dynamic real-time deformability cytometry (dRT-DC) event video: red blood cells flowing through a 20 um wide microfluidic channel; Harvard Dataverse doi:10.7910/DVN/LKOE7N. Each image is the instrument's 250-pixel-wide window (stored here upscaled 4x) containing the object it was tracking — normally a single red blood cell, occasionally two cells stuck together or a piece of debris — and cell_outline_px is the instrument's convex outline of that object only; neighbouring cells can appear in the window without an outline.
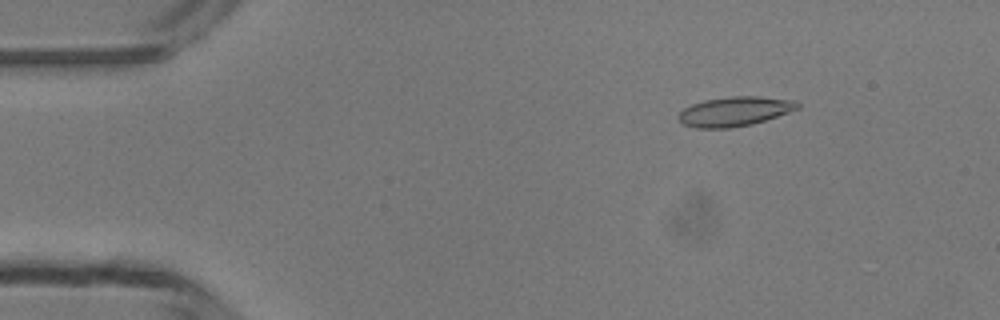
{"species": "common noctule bat (a hibernating species)", "species_latin": "Nyctalus noctula", "temperature_condition": "room temperature", "stored_images_in_passage": 19, "camera_frame_rate_fps": 3000, "um_per_image_px": 0.085, "animal": {"sex": "male", "body_mass_g": 13.3}, "frame": {"image": 1, "passage_image": 7, "time_ms": 2.0, "image_size_px": [1000, 320], "cell_outline_px": [[800, 108], [752, 124], [728, 128], [696, 128], [684, 124], [676, 116], [684, 108], [692, 104], [704, 100], [732, 96], [760, 96], [796, 100], [800, 104]], "centroid_in_image_um": [62.45, 9.46], "position_along_channel_um": 22.5, "area_um2": 20.4}}
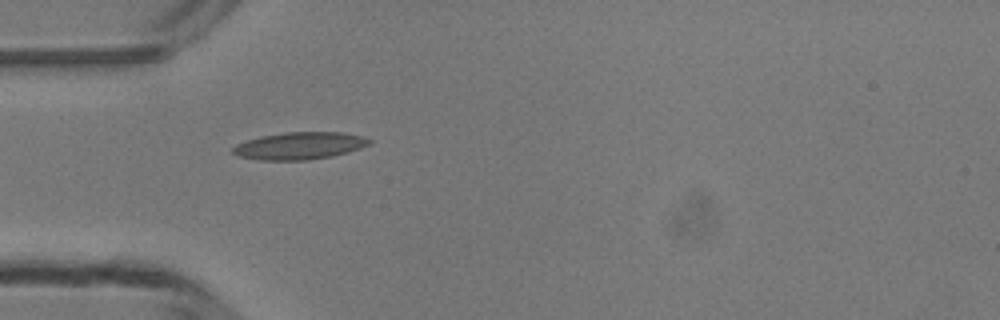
{"frame": {"image": 2, "passage_image": 15, "time_ms": 4.667, "image_size_px": [1000, 320], "cell_outline_px": [[372, 144], [348, 152], [332, 156], [308, 160], [260, 160], [240, 156], [232, 152], [232, 148], [236, 144], [260, 136], [284, 132], [344, 132], [364, 136], [372, 140]], "centroid_in_image_um": [25.51, 12.38], "position_along_channel_um": 59.5, "area_um2": 21.79}}
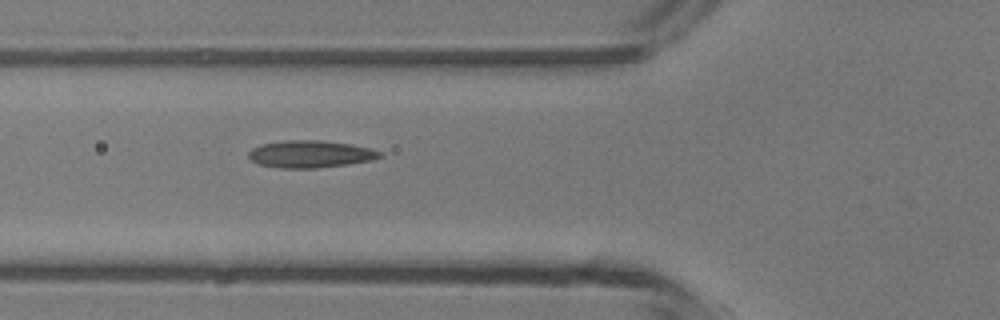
{"frame": {"image": 3, "passage_image": 18, "time_ms": 5.667, "image_size_px": [1000, 320], "cell_outline_px": [[384, 156], [372, 160], [348, 164], [316, 168], [276, 168], [256, 164], [248, 156], [248, 152], [252, 148], [260, 144], [284, 140], [320, 140], [352, 144], [372, 148], [384, 152]], "centroid_in_image_um": [26.4, 13.09], "position_along_channel_um": 99.4, "area_um2": 21.21}}